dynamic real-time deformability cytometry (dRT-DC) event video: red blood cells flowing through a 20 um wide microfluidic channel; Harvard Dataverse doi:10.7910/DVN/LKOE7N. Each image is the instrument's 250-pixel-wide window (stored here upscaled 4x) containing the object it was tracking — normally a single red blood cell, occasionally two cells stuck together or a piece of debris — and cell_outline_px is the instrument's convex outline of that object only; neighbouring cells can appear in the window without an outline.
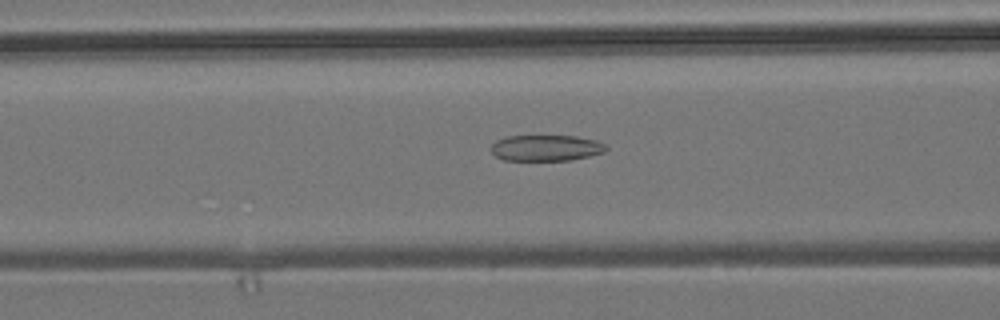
{"species": "common noctule bat (a hibernating species)", "species_latin": "Nyctalus noctula", "temperature_condition": "room temperature", "stored_images_in_passage": 53, "camera_frame_rate_fps": 3000, "um_per_image_px": 0.085, "animal": {"sex": "male", "body_mass_g": 19.2, "forearm_length_mm": 51.8}, "frame": {"image": 1, "passage_image": 21, "time_ms": 6.667, "image_size_px": [1000, 320], "cell_outline_px": [[608, 148], [604, 152], [572, 160], [504, 160], [496, 156], [488, 148], [496, 140], [504, 136], [576, 136], [596, 140], [608, 144]], "centroid_in_image_um": [46.41, 12.57], "position_along_channel_um": 120.2, "area_um2": 17.63}}
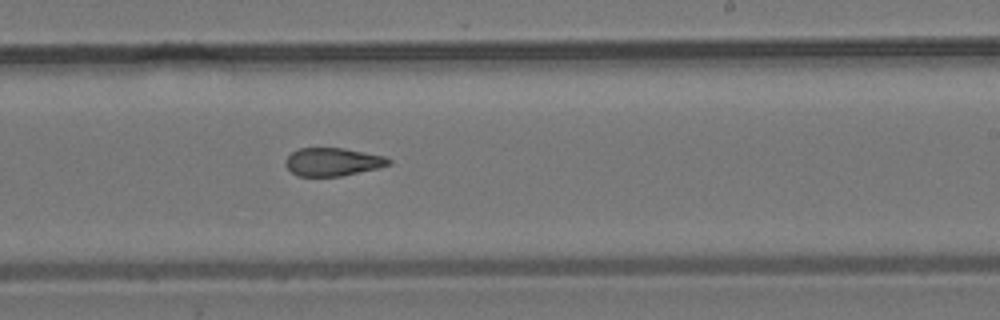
{"frame": {"image": 2, "passage_image": 32, "time_ms": 10.333, "image_size_px": [1000, 320], "cell_outline_px": [[392, 164], [380, 168], [340, 176], [296, 176], [284, 164], [284, 160], [292, 152], [300, 148], [344, 148], [384, 156], [392, 160]], "centroid_in_image_um": [28.29, 13.76], "position_along_channel_um": 260.7, "area_um2": 16.99}}
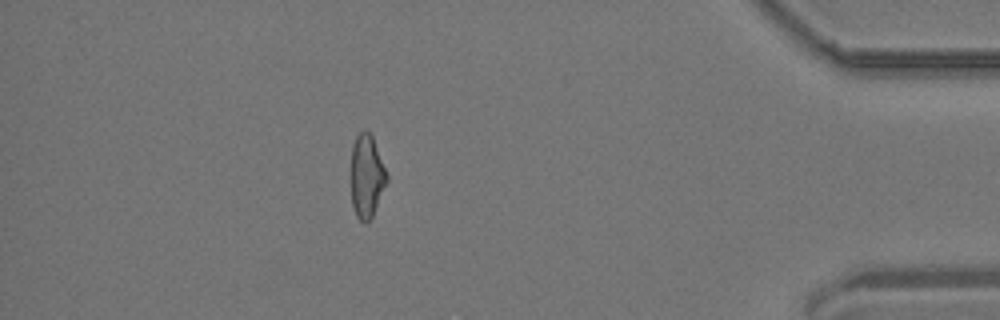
{"frame": {"image": 3, "passage_image": 47, "time_ms": 15.333, "image_size_px": [1000, 320], "cell_outline_px": [[388, 180], [372, 216], [364, 224], [356, 216], [352, 204], [352, 144], [356, 136], [364, 128], [372, 136], [388, 176]], "centroid_in_image_um": [31.17, 14.97], "position_along_channel_um": 404.0, "area_um2": 17.05}, "authors_computed_cell_mechanics": {"area_um2": 18.207, "velocity_mm_per_s": 3.8285, "shape_relaxation_time_tau1_ms": null, "shape_relaxation_time_tau2_ms": 2.4122, "deformation_change_tau1": null, "deformation_change_tau2": 0.0915}}